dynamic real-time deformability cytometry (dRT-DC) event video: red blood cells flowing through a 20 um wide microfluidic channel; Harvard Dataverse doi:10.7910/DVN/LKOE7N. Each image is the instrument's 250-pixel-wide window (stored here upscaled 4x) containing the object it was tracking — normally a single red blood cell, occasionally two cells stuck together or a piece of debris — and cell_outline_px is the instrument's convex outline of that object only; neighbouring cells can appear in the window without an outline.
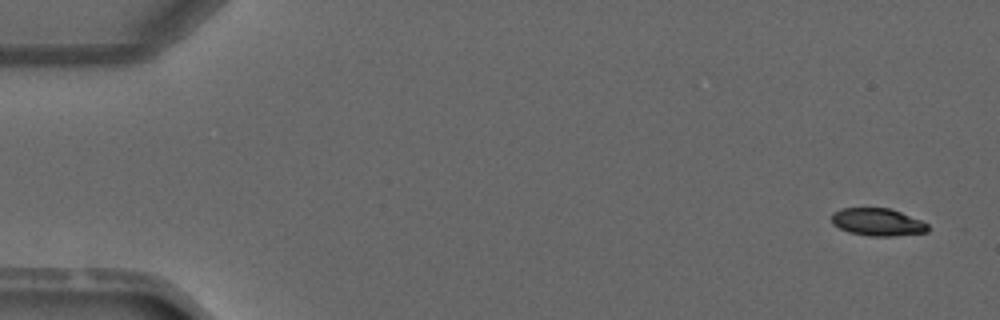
{"species": "common noctule bat (a hibernating species)", "species_latin": "Nyctalus noctula", "temperature_condition": "warm", "stored_images_in_passage": 4, "segment_of_instrument_passage": [1, 2], "camera_frame_rate_fps": 3000, "um_per_image_px": 0.085, "animal": {"sex": "male", "forearm_length_mm": 52.5}, "frame": {"image": 1, "passage_image": 1, "time_ms": 0.0, "image_size_px": [1000, 320], "cell_outline_px": [[928, 232], [892, 236], [872, 236], [848, 232], [832, 224], [832, 212], [840, 208], [888, 208], [900, 212], [920, 220], [928, 224]], "centroid_in_image_um": [74.57, 18.87], "position_along_channel_um": 10.4, "area_um2": 15.37}}